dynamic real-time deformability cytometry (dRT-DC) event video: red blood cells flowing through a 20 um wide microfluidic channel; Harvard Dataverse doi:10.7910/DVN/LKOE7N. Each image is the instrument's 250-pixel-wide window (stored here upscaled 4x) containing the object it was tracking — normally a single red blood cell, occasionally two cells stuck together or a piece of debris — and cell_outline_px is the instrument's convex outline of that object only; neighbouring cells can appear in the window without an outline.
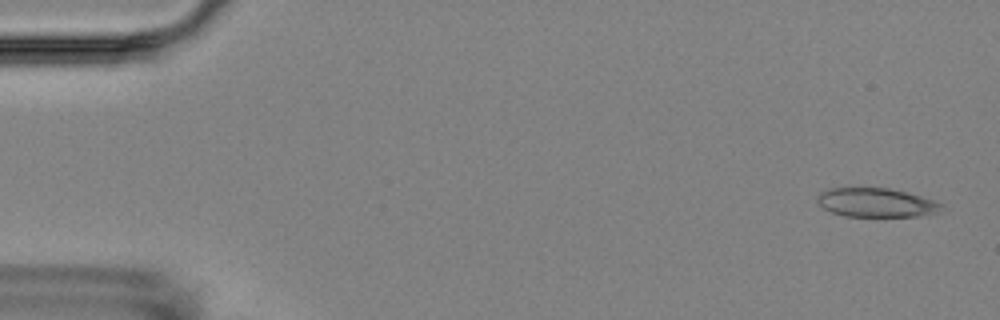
{"species": "Egyptian fruit bat (a non-hibernating species)", "species_latin": "Rousettus aegyptiacus", "temperature_condition": "room temperature", "stored_images_in_passage": 5, "camera_frame_rate_fps": 3000, "um_per_image_px": 0.085, "animal": {"sex": "female"}, "frame": {"image": 1, "passage_image": 1, "time_ms": 0.0, "image_size_px": [1000, 320], "cell_outline_px": [[944, 204], [932, 212], [916, 216], [844, 216], [832, 212], [824, 208], [816, 200], [816, 196], [820, 192], [832, 188], [888, 188], [908, 192]], "centroid_in_image_um": [74.39, 17.21], "position_along_channel_um": 10.6, "area_um2": 20.52}}
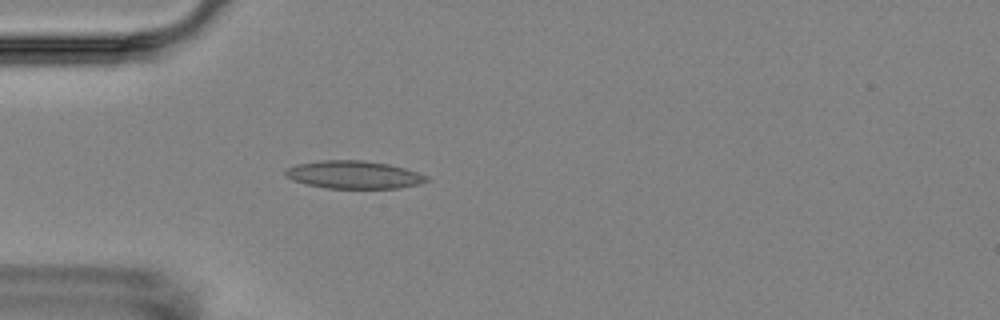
{"frame": {"image": 2, "passage_image": 5, "time_ms": 4.667, "image_size_px": [1000, 320], "cell_outline_px": [[432, 180], [420, 184], [400, 188], [328, 188], [308, 184], [292, 180], [284, 172], [288, 168], [296, 164], [324, 160], [364, 160], [388, 164], [404, 168], [428, 176]], "centroid_in_image_um": [30.13, 14.85], "position_along_channel_um": 54.9, "area_um2": 22.77}}